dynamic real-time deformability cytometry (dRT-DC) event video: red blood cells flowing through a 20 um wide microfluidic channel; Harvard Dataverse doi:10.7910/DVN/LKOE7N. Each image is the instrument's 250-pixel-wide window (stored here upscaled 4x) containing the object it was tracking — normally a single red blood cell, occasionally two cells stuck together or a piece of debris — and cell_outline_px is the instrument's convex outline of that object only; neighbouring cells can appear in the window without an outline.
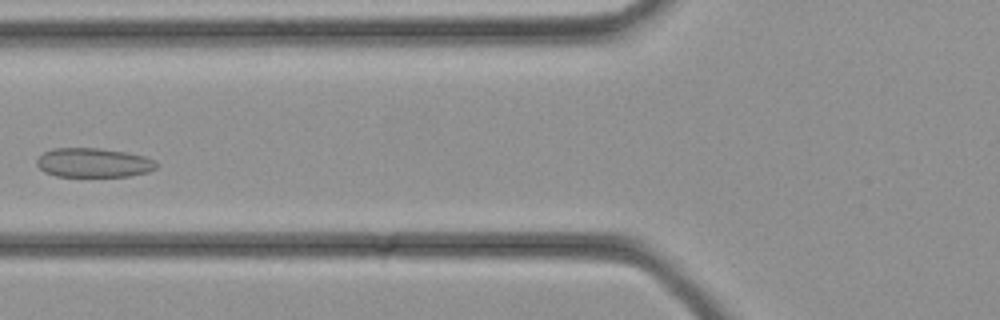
{"species": "common noctule bat (a hibernating species)", "species_latin": "Nyctalus noctula", "temperature_condition": "cold", "stored_images_in_passage": 34, "camera_frame_rate_fps": 3000, "um_per_image_px": 0.085, "animal": {"sex": "female", "body_mass_g": 21.9}, "frame": {"image": 1, "passage_image": 13, "time_ms": 4.0, "image_size_px": [1000, 320], "cell_outline_px": [[156, 168], [148, 172], [128, 176], [56, 176], [44, 172], [36, 164], [36, 160], [44, 152], [52, 148], [100, 148], [128, 152], [144, 156], [156, 160]], "centroid_in_image_um": [7.95, 13.82], "position_along_channel_um": 117.9, "area_um2": 20.46}}
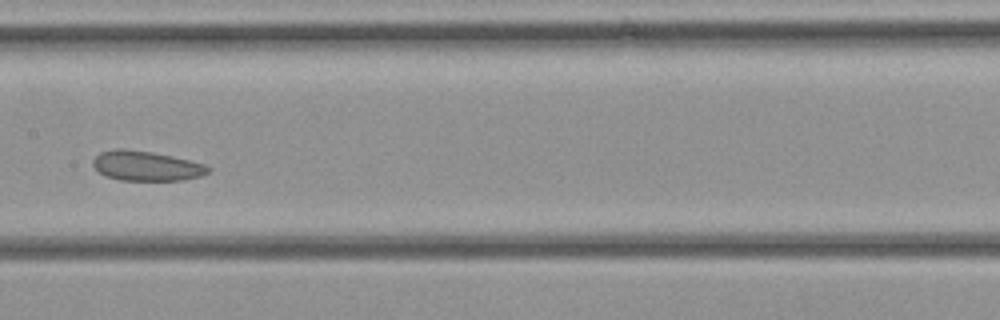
{"frame": {"image": 2, "passage_image": 17, "time_ms": 5.333, "image_size_px": [1000, 320], "cell_outline_px": [[212, 168], [208, 172], [200, 176], [184, 180], [120, 180], [104, 176], [92, 164], [92, 160], [100, 152], [116, 148], [124, 148], [152, 152], [172, 156], [204, 164]], "centroid_in_image_um": [12.41, 14.1], "position_along_channel_um": 195.0, "area_um2": 20.0}}
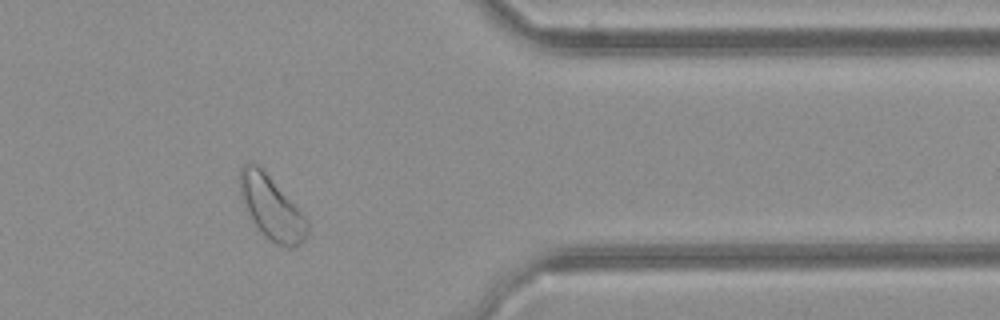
{"frame": {"image": 3, "passage_image": 28, "time_ms": 9.0, "image_size_px": [1000, 320], "cell_outline_px": [[308, 232], [304, 240], [300, 244], [292, 248], [288, 248], [276, 244], [264, 236], [248, 220], [240, 196], [240, 168], [248, 160], [256, 164], [268, 176], [308, 220]], "centroid_in_image_um": [23.02, 17.71], "position_along_channel_um": 388.4, "area_um2": 24.91}}